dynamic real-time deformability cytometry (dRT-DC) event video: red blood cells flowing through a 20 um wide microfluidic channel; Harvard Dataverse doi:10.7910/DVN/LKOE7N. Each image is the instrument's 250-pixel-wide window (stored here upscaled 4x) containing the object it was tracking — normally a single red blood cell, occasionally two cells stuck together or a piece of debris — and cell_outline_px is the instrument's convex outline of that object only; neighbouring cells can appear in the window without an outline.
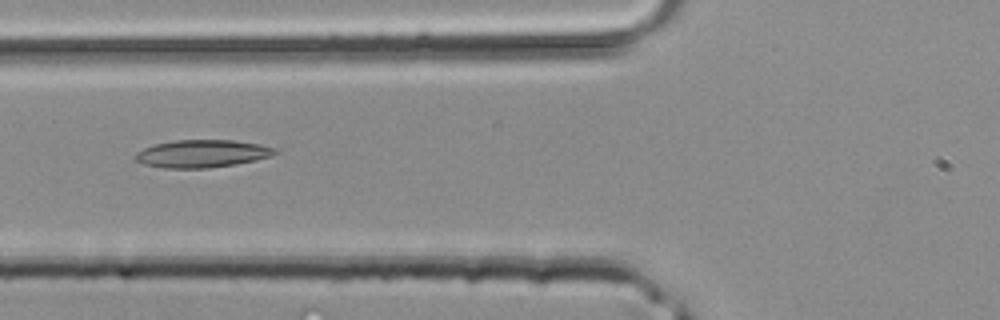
{"species": "common noctule bat (a hibernating species)", "species_latin": "Nyctalus noctula", "temperature_condition": "room temperature", "stored_images_in_passage": 29, "camera_frame_rate_fps": 3000, "um_per_image_px": 0.085, "animal": {"sex": "male", "body_mass_g": 20.4}, "frame": {"image": 1, "passage_image": 5, "time_ms": 1.333, "image_size_px": [1000, 320], "cell_outline_px": [[280, 152], [272, 156], [256, 160], [236, 164], [208, 168], [164, 168], [144, 164], [136, 160], [132, 156], [136, 152], [144, 148], [156, 144], [176, 140], [232, 140], [256, 144], [276, 148]], "centroid_in_image_um": [17.18, 13.06], "position_along_channel_um": 108.6, "area_um2": 22.48}}
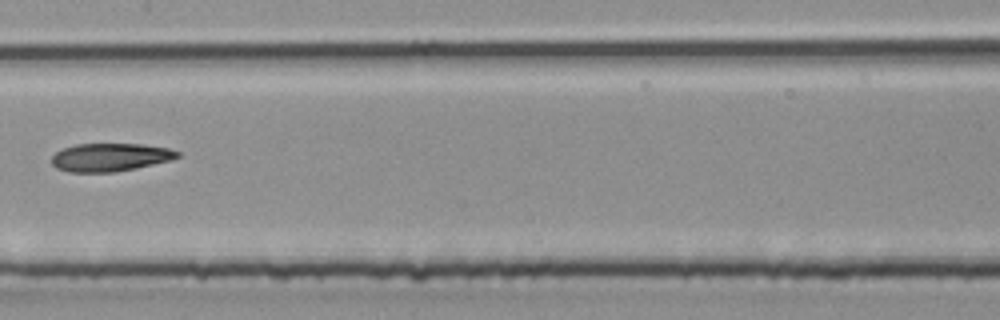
{"frame": {"image": 2, "passage_image": 10, "time_ms": 3.0, "image_size_px": [1000, 320], "cell_outline_px": [[180, 156], [172, 160], [136, 168], [112, 172], [68, 172], [56, 168], [52, 164], [52, 156], [60, 148], [76, 144], [140, 144], [168, 148], [180, 152]], "centroid_in_image_um": [9.34, 13.36], "position_along_channel_um": 198.1, "area_um2": 20.69}}
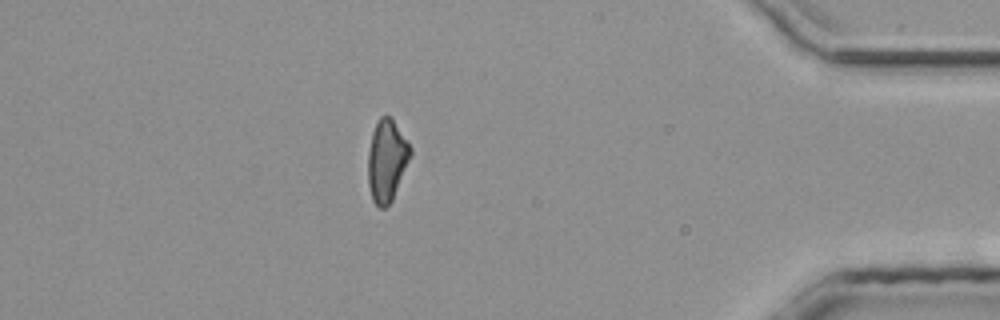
{"frame": {"image": 3, "passage_image": 24, "time_ms": 7.667, "image_size_px": [1000, 320], "cell_outline_px": [[412, 156], [392, 200], [384, 208], [380, 208], [372, 200], [368, 184], [368, 152], [372, 132], [380, 116], [392, 116], [412, 148]], "centroid_in_image_um": [32.89, 13.62], "position_along_channel_um": 402.3, "area_um2": 20.46}}